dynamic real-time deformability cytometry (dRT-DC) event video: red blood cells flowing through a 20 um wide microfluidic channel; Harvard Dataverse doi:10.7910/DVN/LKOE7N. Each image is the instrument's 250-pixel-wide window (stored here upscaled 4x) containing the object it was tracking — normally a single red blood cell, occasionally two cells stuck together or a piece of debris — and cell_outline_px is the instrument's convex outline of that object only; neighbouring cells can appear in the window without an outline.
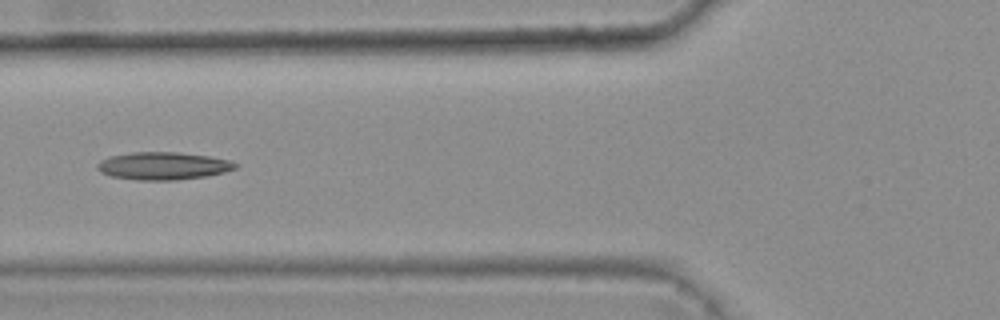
{"species": "common noctule bat (a hibernating species)", "species_latin": "Nyctalus noctula", "temperature_condition": "warm", "stored_images_in_passage": 4, "camera_frame_rate_fps": 3000, "um_per_image_px": 0.085, "animal": {"sex": "female", "body_mass_g": 25.1}, "frame": {"image": 1, "passage_image": 4, "time_ms": 1.0, "image_size_px": [1000, 320], "cell_outline_px": [[240, 164], [236, 168], [224, 172], [208, 176], [176, 180], [136, 180], [112, 176], [100, 172], [96, 168], [96, 164], [100, 160], [108, 156], [132, 152], [176, 152], [208, 156], [228, 160]], "centroid_in_image_um": [13.84, 14.1], "position_along_channel_um": 112.0, "area_um2": 22.37}}